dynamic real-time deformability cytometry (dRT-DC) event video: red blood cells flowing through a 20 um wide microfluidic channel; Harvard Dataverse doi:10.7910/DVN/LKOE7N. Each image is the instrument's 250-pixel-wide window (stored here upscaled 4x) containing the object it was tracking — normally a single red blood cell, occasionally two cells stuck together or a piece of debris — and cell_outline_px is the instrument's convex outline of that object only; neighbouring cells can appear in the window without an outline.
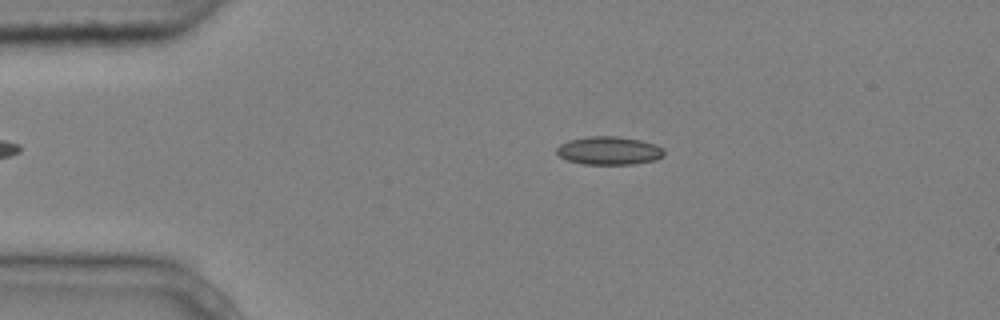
{"species": "common noctule bat (a hibernating species)", "species_latin": "Nyctalus noctula", "temperature_condition": "cold", "stored_images_in_passage": 3, "camera_frame_rate_fps": 3000, "um_per_image_px": 0.085, "animal": {"sex": "male", "body_mass_g": 20.4}, "frame": {"image": 1, "passage_image": 2, "time_ms": 0.333, "image_size_px": [1000, 320], "cell_outline_px": [[664, 156], [656, 160], [632, 164], [584, 164], [568, 160], [560, 156], [556, 152], [556, 148], [560, 144], [568, 140], [588, 136], [616, 136], [640, 140], [656, 144], [664, 148]], "centroid_in_image_um": [51.79, 12.8], "position_along_channel_um": 33.2, "area_um2": 17.74}}